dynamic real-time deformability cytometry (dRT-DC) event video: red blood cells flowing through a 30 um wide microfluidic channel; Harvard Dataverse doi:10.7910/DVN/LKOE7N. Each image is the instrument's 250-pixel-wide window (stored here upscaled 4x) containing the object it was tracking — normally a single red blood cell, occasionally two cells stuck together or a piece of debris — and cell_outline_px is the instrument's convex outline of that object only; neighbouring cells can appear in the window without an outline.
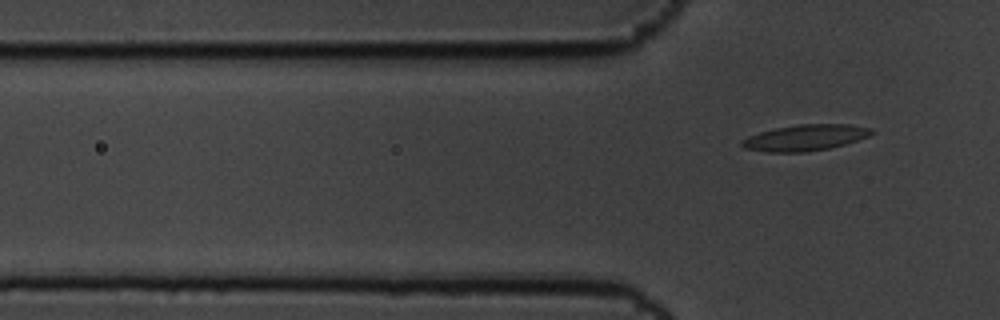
{"species": "common noctule bat (a hibernating species)", "species_latin": "Nyctalus noctula", "temperature_condition": "cold", "stored_images_in_passage": 6, "camera_frame_rate_fps": 3000, "um_per_image_px": 0.085, "animal": {"sex": "male", "body_mass_g": 19.5, "forearm_length_mm": 54.6}, "frame": {"image": 1, "passage_image": 6, "time_ms": 1.667, "image_size_px": [1000, 320], "cell_outline_px": [[876, 132], [868, 136], [844, 144], [828, 148], [804, 152], [768, 152], [744, 148], [740, 144], [740, 140], [748, 136], [760, 132], [776, 128], [800, 124], [848, 124], [872, 128]], "centroid_in_image_um": [68.43, 11.7], "position_along_channel_um": 57.4, "area_um2": 19.59}}